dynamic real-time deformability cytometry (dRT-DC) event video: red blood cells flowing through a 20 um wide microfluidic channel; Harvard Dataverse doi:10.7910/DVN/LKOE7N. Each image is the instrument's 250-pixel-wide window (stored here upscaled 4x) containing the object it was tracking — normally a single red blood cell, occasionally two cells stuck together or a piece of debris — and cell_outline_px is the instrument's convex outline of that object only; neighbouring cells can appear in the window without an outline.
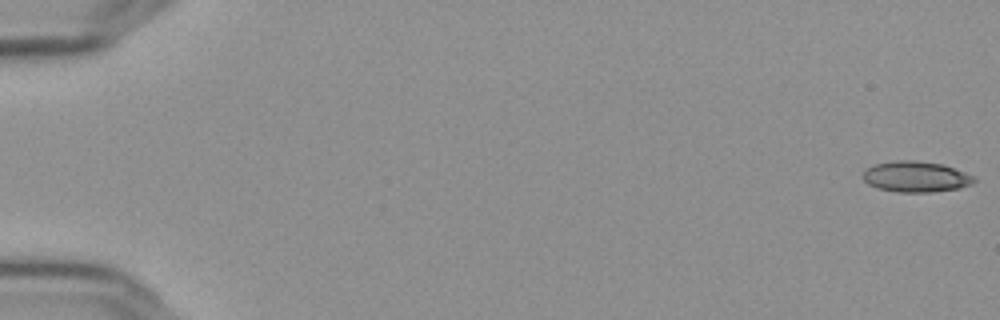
{"species": "Egyptian fruit bat (a non-hibernating species)", "species_latin": "Rousettus aegyptiacus", "temperature_condition": "cold", "stored_images_in_passage": 57, "camera_frame_rate_fps": 3000, "um_per_image_px": 0.085, "frame": {"image": 1, "passage_image": 1, "time_ms": 0.0, "image_size_px": [1000, 320], "cell_outline_px": [[976, 180], [972, 184], [960, 188], [932, 192], [896, 192], [876, 188], [868, 184], [864, 180], [864, 172], [868, 168], [876, 164], [896, 160], [916, 160], [940, 164], [976, 176]], "centroid_in_image_um": [77.87, 15.03], "position_along_channel_um": 7.1, "area_um2": 19.88}}
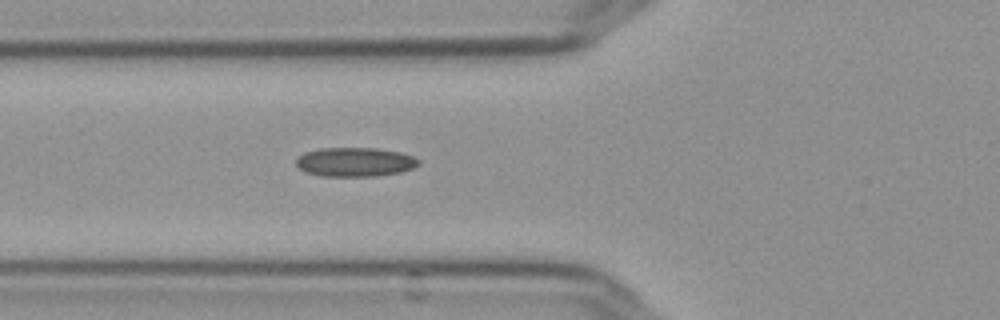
{"frame": {"image": 2, "passage_image": 22, "time_ms": 7.0, "image_size_px": [1000, 320], "cell_outline_px": [[420, 164], [412, 168], [400, 172], [376, 176], [320, 176], [304, 172], [296, 164], [296, 160], [304, 152], [320, 148], [376, 148], [400, 152], [412, 156], [420, 160]], "centroid_in_image_um": [30.17, 13.77], "position_along_channel_um": 95.6, "area_um2": 20.81}}
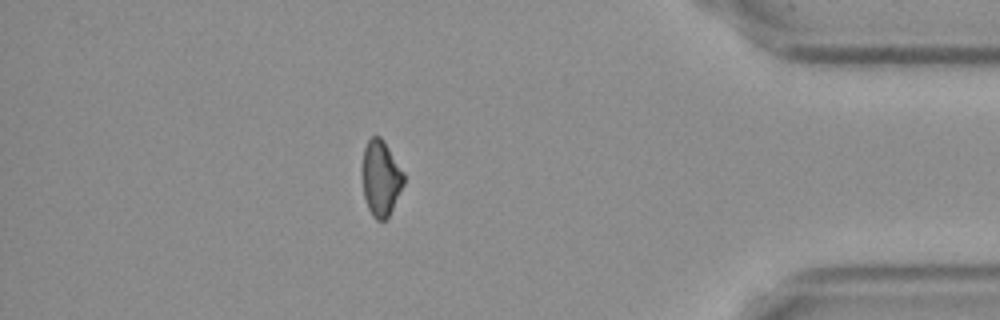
{"frame": {"image": 3, "passage_image": 50, "time_ms": 16.333, "image_size_px": [1000, 320], "cell_outline_px": [[404, 184], [388, 216], [384, 220], [376, 220], [372, 216], [368, 208], [364, 196], [360, 172], [364, 148], [368, 140], [372, 136], [380, 136], [384, 140], [404, 172]], "centroid_in_image_um": [32.34, 15.11], "position_along_channel_um": 402.9, "area_um2": 18.55}, "authors_computed_cell_mechanics": {"area_um2": 19.652, "velocity_mm_per_s": 3.6498, "shape_relaxation_time_tau1_ms": null, "shape_relaxation_time_tau2_ms": 6.1184, "deformation_change_tau1": null, "deformation_change_tau2": 0.1403}}